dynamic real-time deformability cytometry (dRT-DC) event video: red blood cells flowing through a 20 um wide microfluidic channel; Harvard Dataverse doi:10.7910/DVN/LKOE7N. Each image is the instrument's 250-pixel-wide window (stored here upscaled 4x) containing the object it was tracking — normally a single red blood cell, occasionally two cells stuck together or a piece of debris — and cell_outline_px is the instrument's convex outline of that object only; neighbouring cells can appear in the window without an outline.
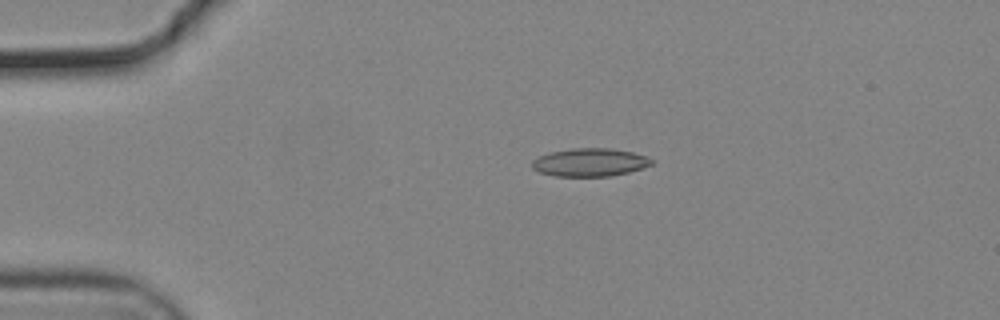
{"species": "common noctule bat (a hibernating species)", "species_latin": "Nyctalus noctula", "temperature_condition": "cold", "stored_images_in_passage": 45, "camera_frame_rate_fps": 3000, "um_per_image_px": 0.085, "animal": {"sex": "male", "body_mass_g": 19.2, "forearm_length_mm": 51.8}, "frame": {"image": 1, "passage_image": 2, "time_ms": 0.333, "image_size_px": [1000, 320], "cell_outline_px": [[656, 160], [652, 164], [628, 172], [608, 176], [556, 176], [540, 172], [532, 168], [532, 160], [540, 156], [552, 152], [572, 148], [612, 148], [632, 152]], "centroid_in_image_um": [50.14, 13.79], "position_along_channel_um": 34.9, "area_um2": 19.36}}
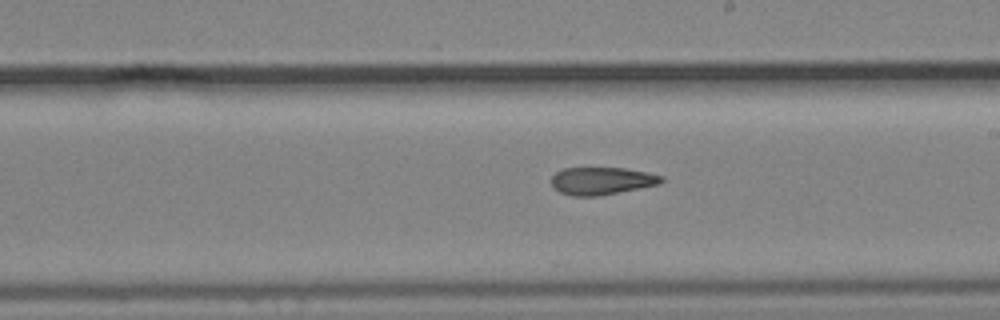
{"frame": {"image": 2, "passage_image": 22, "time_ms": 7.0, "image_size_px": [1000, 320], "cell_outline_px": [[664, 180], [660, 184], [596, 196], [572, 196], [560, 192], [552, 188], [552, 176], [556, 172], [564, 168], [624, 168], [664, 176]], "centroid_in_image_um": [51.12, 15.37], "position_along_channel_um": 237.9, "area_um2": 17.51}}
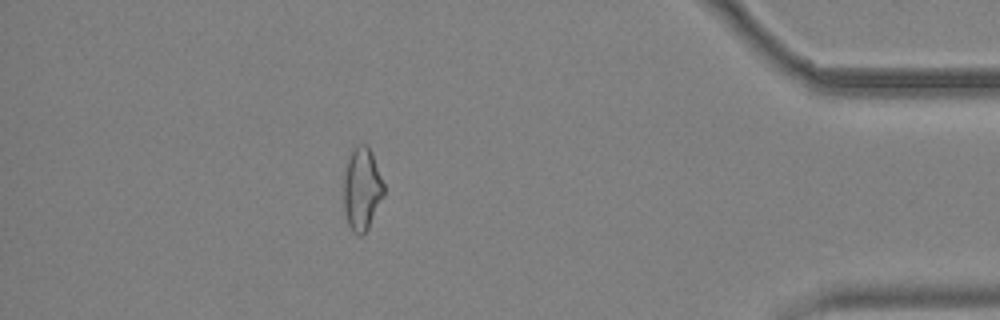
{"frame": {"image": 3, "passage_image": 39, "time_ms": 12.667, "image_size_px": [1000, 320], "cell_outline_px": [[384, 196], [368, 228], [360, 236], [352, 232], [348, 224], [344, 212], [344, 176], [348, 156], [352, 148], [356, 144], [368, 144], [372, 152], [384, 184]], "centroid_in_image_um": [30.76, 16.03], "position_along_channel_um": 404.4, "area_um2": 19.59}, "authors_computed_cell_mechanics": {"area_um2": 19.0162, "velocity_mm_per_s": 3.7207, "shape_relaxation_time_tau1_ms": null, "shape_relaxation_time_tau2_ms": 5.1024, "deformation_change_tau1": null, "deformation_change_tau2": 0.1398}}